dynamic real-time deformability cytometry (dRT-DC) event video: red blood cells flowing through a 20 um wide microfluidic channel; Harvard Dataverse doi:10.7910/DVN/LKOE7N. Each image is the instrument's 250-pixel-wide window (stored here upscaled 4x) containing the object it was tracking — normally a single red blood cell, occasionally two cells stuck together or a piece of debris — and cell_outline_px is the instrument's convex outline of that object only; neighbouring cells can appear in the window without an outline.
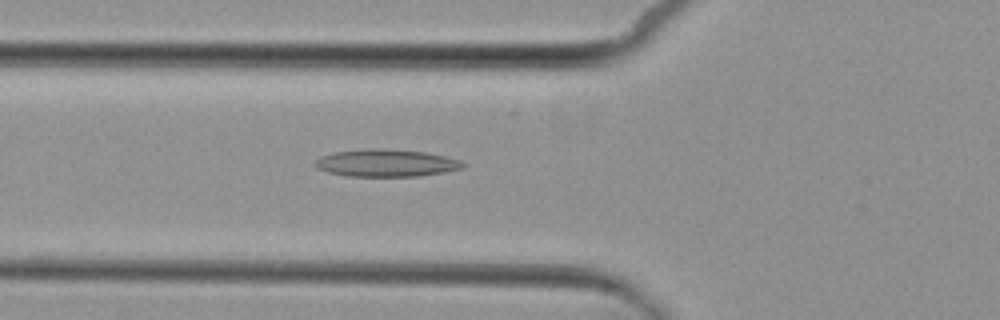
{"species": "common noctule bat (a hibernating species)", "species_latin": "Nyctalus noctula", "temperature_condition": "cold", "stored_images_in_passage": 4, "camera_frame_rate_fps": 3000, "um_per_image_px": 0.085, "animal": {"sex": "female", "body_mass_g": 29.2, "forearm_length_mm": 56.3}, "frame": {"image": 1, "passage_image": 4, "time_ms": 4.333, "image_size_px": [1000, 320], "cell_outline_px": [[464, 168], [444, 172], [420, 176], [344, 176], [328, 172], [316, 168], [316, 160], [320, 156], [332, 152], [364, 148], [380, 148], [424, 152], [448, 156], [460, 160], [464, 164]], "centroid_in_image_um": [32.81, 13.85], "position_along_channel_um": 93.0, "area_um2": 23.76}}